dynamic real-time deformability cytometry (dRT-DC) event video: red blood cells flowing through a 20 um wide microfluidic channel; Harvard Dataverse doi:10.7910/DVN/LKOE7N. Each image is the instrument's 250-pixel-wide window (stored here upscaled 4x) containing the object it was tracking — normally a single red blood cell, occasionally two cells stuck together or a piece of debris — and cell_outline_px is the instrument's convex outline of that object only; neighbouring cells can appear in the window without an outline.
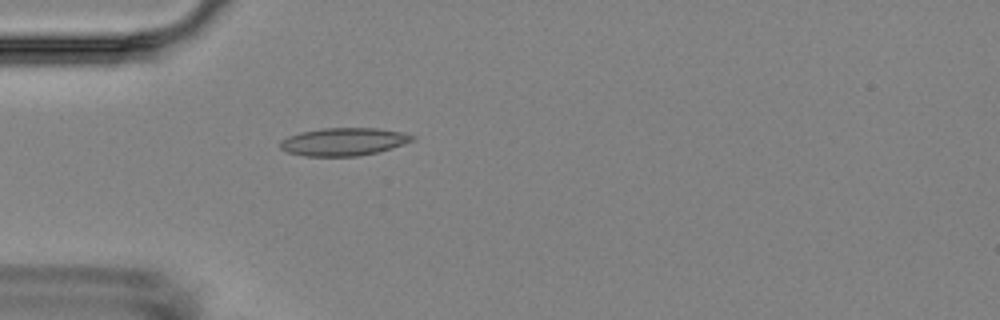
{"species": "Egyptian fruit bat (a non-hibernating species)", "species_latin": "Rousettus aegyptiacus", "temperature_condition": "room temperature", "stored_images_in_passage": 3, "camera_frame_rate_fps": 3000, "um_per_image_px": 0.085, "animal": {"sex": "female"}, "frame": {"image": 1, "passage_image": 3, "time_ms": 2.333, "image_size_px": [1000, 320], "cell_outline_px": [[416, 136], [412, 140], [392, 148], [360, 156], [304, 156], [288, 152], [280, 148], [280, 140], [288, 136], [300, 132], [324, 128], [376, 128], [404, 132]], "centroid_in_image_um": [29.19, 12.04], "position_along_channel_um": 55.8, "area_um2": 21.39}}